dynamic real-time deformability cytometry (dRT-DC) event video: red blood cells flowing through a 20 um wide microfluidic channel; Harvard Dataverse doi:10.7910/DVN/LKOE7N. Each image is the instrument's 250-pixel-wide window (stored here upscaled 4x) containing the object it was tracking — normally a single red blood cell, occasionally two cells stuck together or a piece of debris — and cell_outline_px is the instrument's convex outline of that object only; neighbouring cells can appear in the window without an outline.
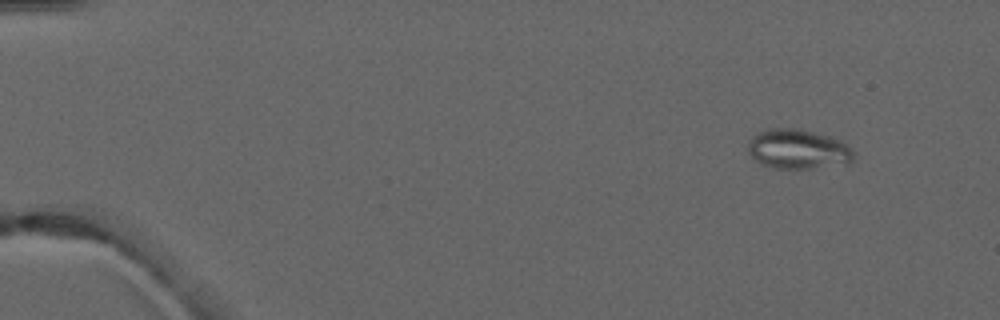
{"species": "common noctule bat (a hibernating species)", "species_latin": "Nyctalus noctula", "temperature_condition": "warm", "stored_images_in_passage": 3, "camera_frame_rate_fps": 3000, "um_per_image_px": 0.085, "animal": {"sex": "male", "forearm_length_mm": 52.5}, "frame": {"image": 1, "passage_image": 1, "time_ms": 0.0, "image_size_px": [1000, 320], "cell_outline_px": [[852, 160], [848, 164], [812, 168], [772, 168], [756, 160], [748, 152], [748, 140], [752, 136], [768, 128], [800, 128], [828, 136], [840, 140], [852, 148]], "centroid_in_image_um": [67.82, 12.67], "position_along_channel_um": 17.2, "area_um2": 24.39}}